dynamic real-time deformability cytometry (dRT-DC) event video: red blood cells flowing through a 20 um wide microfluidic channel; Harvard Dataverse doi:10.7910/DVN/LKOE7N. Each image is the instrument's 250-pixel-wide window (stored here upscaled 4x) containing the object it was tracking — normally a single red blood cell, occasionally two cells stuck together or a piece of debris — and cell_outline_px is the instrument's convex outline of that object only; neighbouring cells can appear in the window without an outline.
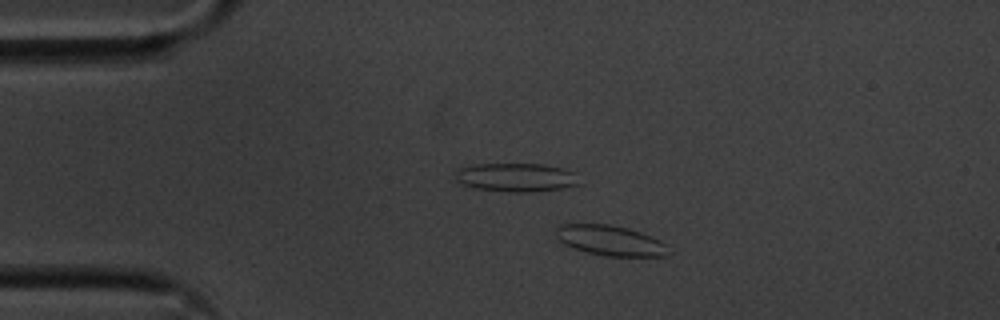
{"species": "common noctule bat (a hibernating species)", "species_latin": "Nyctalus noctula", "temperature_condition": "cold", "stored_images_in_passage": 54, "camera_frame_rate_fps": 3000, "um_per_image_px": 0.085, "animal": {"sex": "male", "body_mass_g": 20.1, "forearm_length_mm": 53.5}, "frame": {"image": 1, "passage_image": 9, "time_ms": 2.667, "image_size_px": [1000, 320], "cell_outline_px": [[668, 256], [608, 256], [588, 252], [564, 244], [556, 236], [556, 228], [564, 224], [608, 224], [628, 228], [640, 232], [660, 240], [664, 244]], "centroid_in_image_um": [51.86, 20.43], "position_along_channel_um": 33.1, "area_um2": 19.36}}
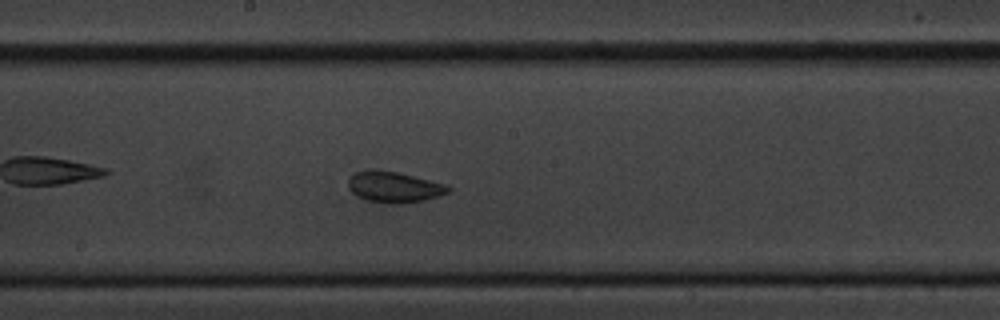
{"frame": {"image": 2, "passage_image": 28, "time_ms": 9.0, "image_size_px": [1000, 320], "cell_outline_px": [[452, 192], [440, 196], [424, 200], [400, 204], [388, 204], [364, 200], [356, 196], [348, 188], [348, 180], [356, 172], [396, 172], [448, 184], [452, 188]], "centroid_in_image_um": [33.58, 15.95], "position_along_channel_um": 214.6, "area_um2": 17.86}}
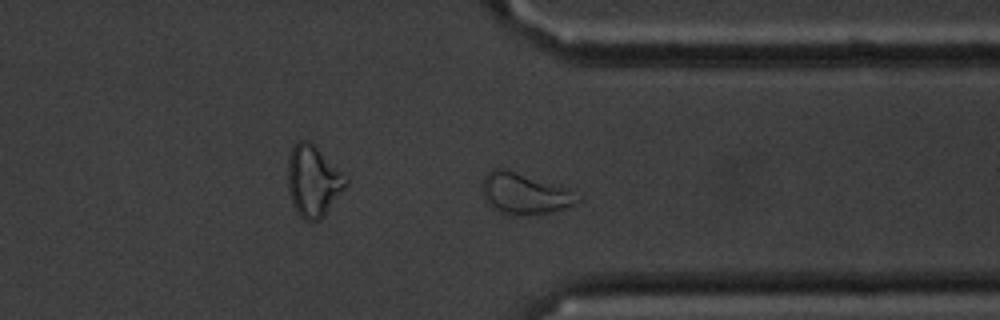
{"frame": {"image": 3, "passage_image": 41, "time_ms": 13.333, "image_size_px": [1000, 320], "cell_outline_px": [[580, 200], [576, 204], [552, 212], [500, 212], [492, 208], [484, 200], [484, 176], [492, 168], [504, 168], [568, 188], [580, 196]], "centroid_in_image_um": [44.61, 16.41], "position_along_channel_um": 366.8, "area_um2": 22.02}, "authors_computed_cell_mechanics": {"area_um2": 19.1318, "velocity_mm_per_s": 3.5223, "shape_relaxation_time_tau1_ms": 6.496, "shape_relaxation_time_tau2_ms": 2.0604, "deformation_change_tau1": 0.1178, "deformation_change_tau2": 0.0833}}